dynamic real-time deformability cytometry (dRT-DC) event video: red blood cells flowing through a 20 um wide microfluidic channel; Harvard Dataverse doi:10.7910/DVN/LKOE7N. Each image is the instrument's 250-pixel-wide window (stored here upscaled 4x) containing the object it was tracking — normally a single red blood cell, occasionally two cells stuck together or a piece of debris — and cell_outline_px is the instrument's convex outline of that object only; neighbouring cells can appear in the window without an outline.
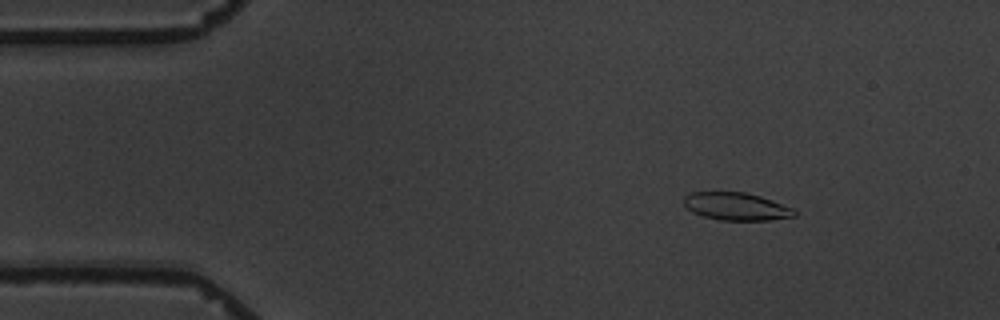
{"species": "common noctule bat (a hibernating species)", "species_latin": "Nyctalus noctula", "temperature_condition": "warm", "stored_images_in_passage": 4, "camera_frame_rate_fps": 3000, "um_per_image_px": 0.085, "animal": {"sex": "male", "body_mass_g": 19.5, "forearm_length_mm": 54.6}, "frame": {"image": 1, "passage_image": 1, "time_ms": 0.0, "image_size_px": [1000, 320], "cell_outline_px": [[796, 216], [768, 220], [720, 220], [704, 216], [692, 212], [684, 204], [684, 196], [692, 192], [744, 192], [760, 196], [772, 200], [792, 208], [796, 212]], "centroid_in_image_um": [62.58, 17.54], "position_along_channel_um": 22.4, "area_um2": 17.69}}